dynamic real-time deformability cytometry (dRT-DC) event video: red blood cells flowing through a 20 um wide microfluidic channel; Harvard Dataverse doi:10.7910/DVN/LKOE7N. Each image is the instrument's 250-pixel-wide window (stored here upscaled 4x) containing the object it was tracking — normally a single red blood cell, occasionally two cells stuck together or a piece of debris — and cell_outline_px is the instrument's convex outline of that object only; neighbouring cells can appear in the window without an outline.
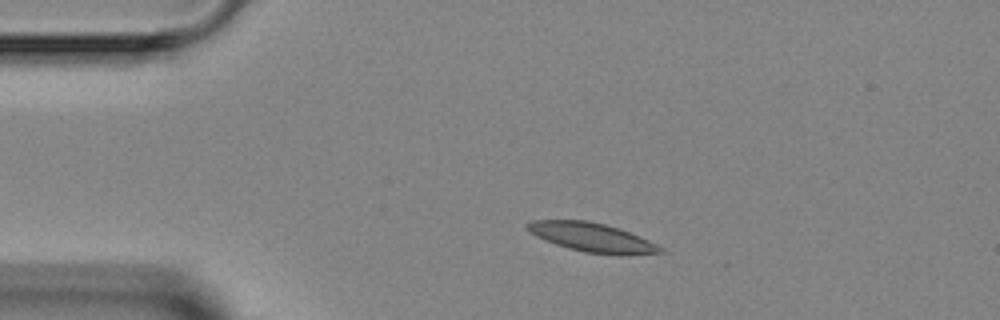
{"species": "Egyptian fruit bat (a non-hibernating species)", "species_latin": "Rousettus aegyptiacus", "temperature_condition": "room temperature", "stored_images_in_passage": 2, "camera_frame_rate_fps": 3000, "um_per_image_px": 0.085, "animal": {"sex": "female"}, "frame": {"image": 1, "passage_image": 1, "time_ms": 0.0, "image_size_px": [1000, 320], "cell_outline_px": [[664, 252], [584, 252], [568, 248], [556, 244], [536, 236], [528, 232], [524, 228], [524, 224], [532, 220], [588, 220], [620, 228], [640, 236], [664, 248]], "centroid_in_image_um": [50.17, 20.11], "position_along_channel_um": 34.8, "area_um2": 21.62}}